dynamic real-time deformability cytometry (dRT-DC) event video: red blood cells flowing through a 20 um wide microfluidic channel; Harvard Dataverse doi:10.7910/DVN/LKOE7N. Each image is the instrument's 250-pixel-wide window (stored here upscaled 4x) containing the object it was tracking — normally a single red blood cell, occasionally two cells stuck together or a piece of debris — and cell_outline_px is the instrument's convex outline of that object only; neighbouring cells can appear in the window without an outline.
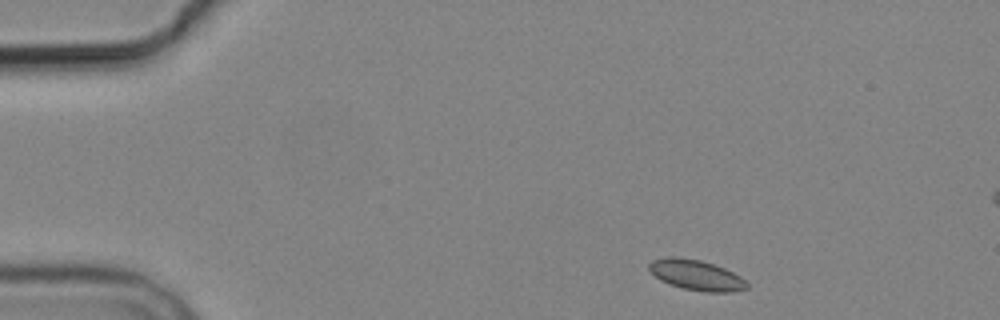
{"species": "common noctule bat (a hibernating species)", "species_latin": "Nyctalus noctula", "temperature_condition": "cold", "stored_images_in_passage": 3, "camera_frame_rate_fps": 3000, "um_per_image_px": 0.085, "animal": {"sex": "male", "body_mass_g": 19.2, "forearm_length_mm": 51.8}, "frame": {"image": 1, "passage_image": 1, "time_ms": 0.0, "image_size_px": [1000, 320], "cell_outline_px": [[748, 288], [732, 292], [704, 292], [684, 288], [660, 280], [648, 268], [648, 264], [652, 260], [668, 256], [676, 256], [700, 260], [724, 268], [740, 276], [748, 284]], "centroid_in_image_um": [59.18, 23.37], "position_along_channel_um": 25.8, "area_um2": 17.17}}